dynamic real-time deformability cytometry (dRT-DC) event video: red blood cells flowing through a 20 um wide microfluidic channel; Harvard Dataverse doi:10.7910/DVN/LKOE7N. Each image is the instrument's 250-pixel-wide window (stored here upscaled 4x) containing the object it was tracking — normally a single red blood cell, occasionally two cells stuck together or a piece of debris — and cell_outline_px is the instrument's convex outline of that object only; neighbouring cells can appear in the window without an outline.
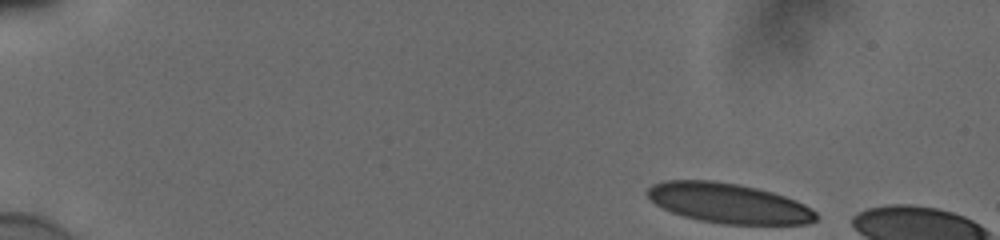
{"species": "human", "species_latin": "Homo sapiens", "temperature_condition": "cold", "stored_images_in_passage": 11, "camera_frame_rate_fps": 3000, "um_per_image_px": 0.085, "donor": {"sex": "male"}, "frame": {"image": 1, "passage_image": 1, "time_ms": 0.0, "image_size_px": [1000, 240], "cell_outline_px": [[820, 216], [816, 220], [804, 224], [724, 224], [700, 220], [684, 216], [672, 212], [656, 204], [648, 196], [648, 188], [652, 184], [664, 180], [712, 180], [736, 184], [756, 188], [772, 192], [796, 200], [804, 204], [816, 212]], "centroid_in_image_um": [61.94, 17.27], "position_along_channel_um": 23.1, "area_um2": 39.02}}